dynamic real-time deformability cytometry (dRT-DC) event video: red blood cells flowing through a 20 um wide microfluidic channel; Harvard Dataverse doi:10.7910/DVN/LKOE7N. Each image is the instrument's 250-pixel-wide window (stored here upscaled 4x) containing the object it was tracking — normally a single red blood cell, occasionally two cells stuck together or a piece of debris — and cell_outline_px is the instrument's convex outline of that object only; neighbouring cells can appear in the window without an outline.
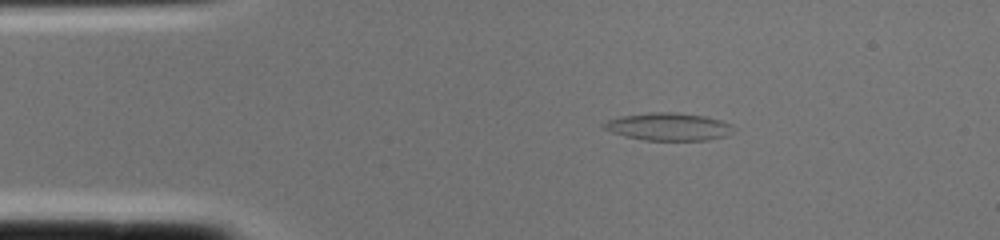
{"species": "common noctule bat (a hibernating species)", "species_latin": "Nyctalus noctula", "temperature_condition": "cold", "stored_images_in_passage": 1, "camera_frame_rate_fps": 3000, "um_per_image_px": 0.085, "animal": {"sex": "female", "body_mass_g": 22.0, "forearm_length_mm": 56.7}, "frame": {"image": 1, "passage_image": 1, "time_ms": 0.0, "image_size_px": [1000, 240], "cell_outline_px": [[736, 128], [732, 132], [724, 136], [708, 140], [644, 140], [624, 136], [612, 132], [604, 128], [600, 124], [608, 120], [620, 116], [648, 112], [676, 112], [704, 116], [720, 120], [732, 124]], "centroid_in_image_um": [56.82, 10.76], "position_along_channel_um": 28.2, "area_um2": 20.98}}